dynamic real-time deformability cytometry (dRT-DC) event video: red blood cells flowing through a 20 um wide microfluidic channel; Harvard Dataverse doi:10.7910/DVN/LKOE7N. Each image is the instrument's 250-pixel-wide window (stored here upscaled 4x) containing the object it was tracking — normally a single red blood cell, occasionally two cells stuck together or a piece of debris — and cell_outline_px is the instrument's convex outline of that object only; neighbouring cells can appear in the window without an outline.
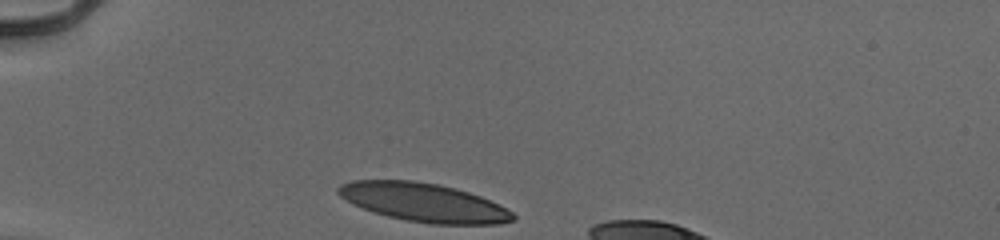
{"species": "human", "species_latin": "Homo sapiens", "temperature_condition": "cold", "stored_images_in_passage": 30, "camera_frame_rate_fps": 3000, "um_per_image_px": 0.085, "donor": {"sex": "male"}, "frame": {"image": 1, "passage_image": 1, "time_ms": 0.0, "image_size_px": [1000, 240], "cell_outline_px": [[516, 220], [500, 224], [432, 224], [408, 220], [388, 216], [372, 212], [352, 204], [340, 196], [336, 192], [336, 188], [340, 184], [352, 180], [412, 180], [436, 184], [468, 192], [480, 196], [500, 204], [512, 212], [516, 216]], "centroid_in_image_um": [36.01, 17.21], "position_along_channel_um": 49.0, "area_um2": 39.3}}
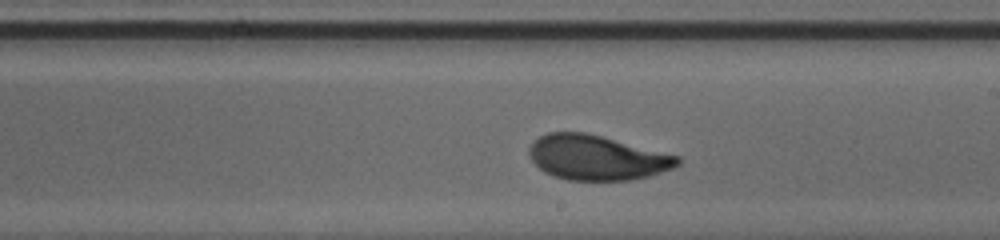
{"frame": {"image": 2, "passage_image": 18, "time_ms": 5.667, "image_size_px": [1000, 240], "cell_outline_px": [[680, 164], [672, 168], [648, 176], [632, 180], [568, 180], [552, 176], [544, 172], [532, 160], [528, 152], [528, 148], [540, 136], [548, 132], [584, 132], [680, 156]], "centroid_in_image_um": [50.72, 13.4], "position_along_channel_um": 238.3, "area_um2": 38.49}}
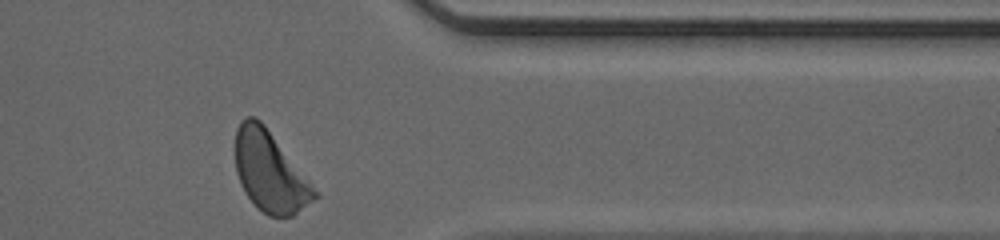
{"frame": {"image": 3, "passage_image": 30, "time_ms": 9.667, "image_size_px": [1000, 240], "cell_outline_px": [[320, 196], [292, 216], [268, 216], [244, 192], [240, 184], [236, 172], [236, 128], [240, 120], [248, 116], [256, 116], [264, 124], [320, 192]], "centroid_in_image_um": [22.97, 14.58], "position_along_channel_um": 388.4, "area_um2": 37.11}, "authors_computed_cell_mechanics": {"area_um2": 39.1017, "velocity_mm_per_s": 3.9261, "shape_relaxation_time_tau1_ms": 3.3733, "shape_relaxation_time_tau2_ms": 0.8403, "deformation_change_tau1": 0.1645, "deformation_change_tau2": 0.0671}}